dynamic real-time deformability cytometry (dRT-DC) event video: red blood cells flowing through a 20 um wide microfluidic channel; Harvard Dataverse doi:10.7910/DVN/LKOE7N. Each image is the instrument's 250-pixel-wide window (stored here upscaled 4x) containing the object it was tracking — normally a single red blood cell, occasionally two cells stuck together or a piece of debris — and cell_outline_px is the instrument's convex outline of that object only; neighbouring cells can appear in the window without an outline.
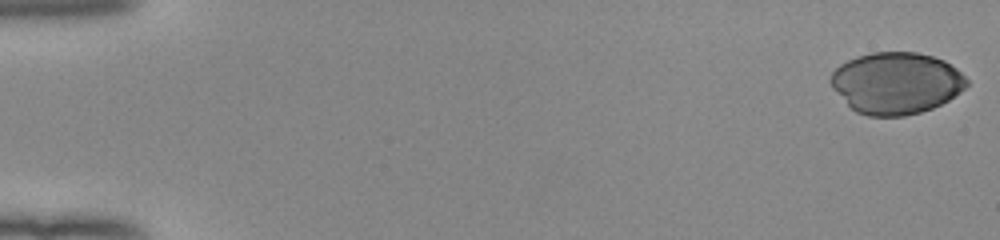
{"species": "human", "species_latin": "Homo sapiens", "temperature_condition": "room temperature", "stored_images_in_passage": 52, "camera_frame_rate_fps": 3000, "um_per_image_px": 0.085, "donor": {"sex": "female"}, "frame": {"image": 1, "passage_image": 1, "time_ms": 0.0, "image_size_px": [1000, 240], "cell_outline_px": [[968, 84], [960, 92], [948, 100], [932, 108], [920, 112], [904, 116], [868, 116], [856, 112], [832, 88], [828, 80], [832, 72], [840, 64], [856, 56], [872, 52], [916, 52], [932, 56], [944, 60], [956, 68], [968, 80]], "centroid_in_image_um": [76.16, 7.05], "position_along_channel_um": 8.8, "area_um2": 48.9}}